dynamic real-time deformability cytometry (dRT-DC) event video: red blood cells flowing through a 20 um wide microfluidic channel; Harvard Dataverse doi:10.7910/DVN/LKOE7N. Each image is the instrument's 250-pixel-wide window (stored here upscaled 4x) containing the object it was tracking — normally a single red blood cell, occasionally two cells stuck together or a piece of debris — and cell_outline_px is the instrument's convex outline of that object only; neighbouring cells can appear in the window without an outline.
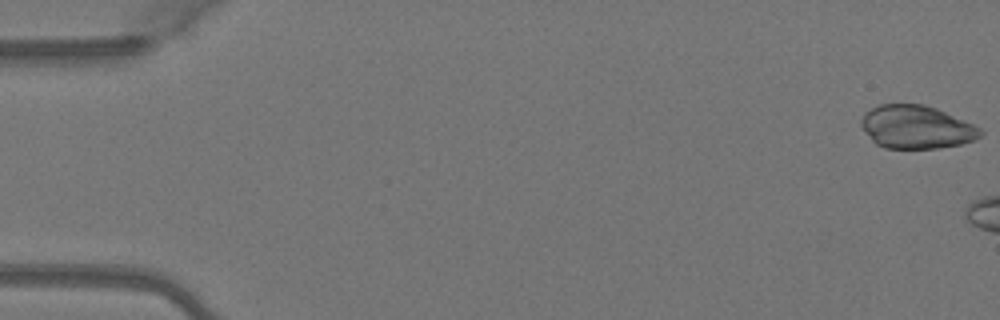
{"species": "Egyptian fruit bat (a non-hibernating species)", "species_latin": "Rousettus aegyptiacus", "temperature_condition": "warm", "stored_images_in_passage": 16, "camera_frame_rate_fps": 3000, "um_per_image_px": 0.085, "animal": {"sex": "female"}, "frame": {"image": 1, "passage_image": 1, "time_ms": 0.0, "image_size_px": [1000, 320], "cell_outline_px": [[984, 136], [976, 140], [960, 144], [940, 148], [884, 148], [876, 144], [872, 140], [860, 124], [860, 120], [864, 112], [880, 104], [924, 104], [936, 108], [964, 120], [980, 128], [984, 132]], "centroid_in_image_um": [77.91, 10.8], "position_along_channel_um": 7.1, "area_um2": 30.11}}